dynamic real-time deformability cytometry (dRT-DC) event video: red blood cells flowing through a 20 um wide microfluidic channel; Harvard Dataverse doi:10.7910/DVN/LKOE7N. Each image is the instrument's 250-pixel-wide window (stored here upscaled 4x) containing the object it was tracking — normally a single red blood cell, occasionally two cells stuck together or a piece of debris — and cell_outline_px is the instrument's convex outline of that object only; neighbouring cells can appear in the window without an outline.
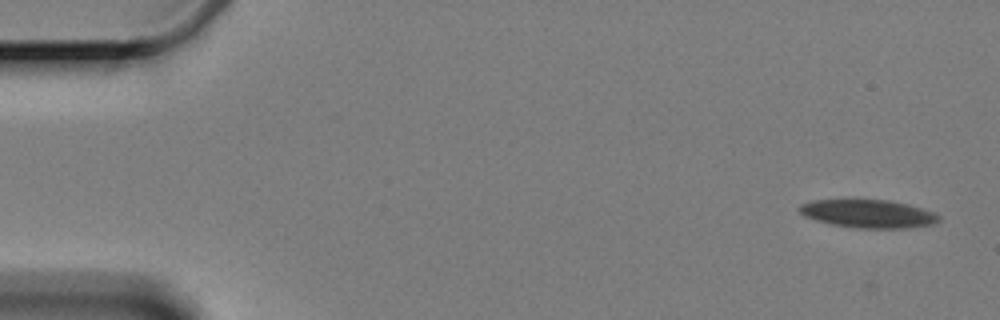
{"species": "Egyptian fruit bat (a non-hibernating species)", "species_latin": "Rousettus aegyptiacus", "temperature_condition": "cold", "stored_images_in_passage": 7, "camera_frame_rate_fps": 3000, "um_per_image_px": 0.085, "animal": {"sex": "female"}, "frame": {"image": 1, "passage_image": 1, "time_ms": 0.0, "image_size_px": [1000, 320], "cell_outline_px": [[940, 220], [932, 224], [908, 228], [856, 228], [832, 224], [816, 220], [804, 216], [796, 208], [800, 204], [812, 200], [888, 200], [908, 204], [932, 212], [940, 216]], "centroid_in_image_um": [73.76, 18.17], "position_along_channel_um": 11.2, "area_um2": 22.77}}
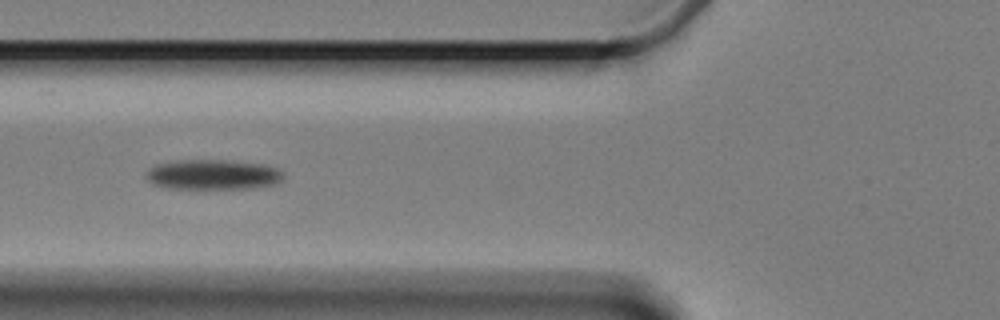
{"frame": {"image": 2, "passage_image": 6, "time_ms": 6.667, "image_size_px": [1000, 320], "cell_outline_px": [[284, 176], [276, 184], [256, 188], [160, 188], [152, 184], [148, 180], [148, 172], [156, 164], [172, 160], [228, 160], [264, 164], [276, 168], [284, 172]], "centroid_in_image_um": [18.12, 14.84], "position_along_channel_um": 107.7, "area_um2": 24.16}}
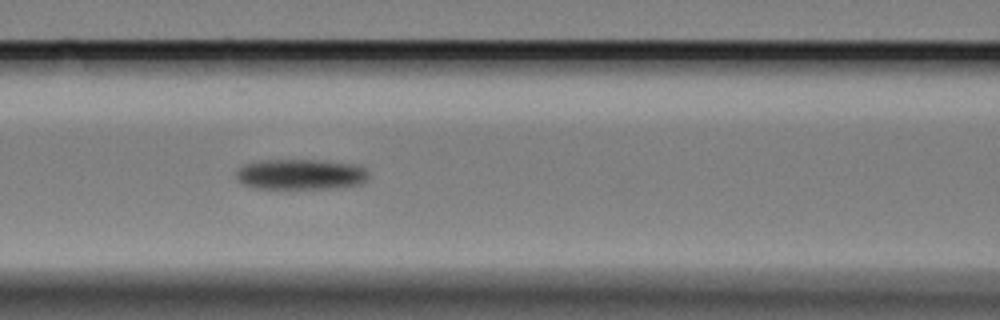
{"frame": {"image": 3, "passage_image": 7, "time_ms": 7.667, "image_size_px": [1000, 320], "cell_outline_px": [[368, 180], [364, 184], [344, 188], [292, 192], [288, 192], [252, 188], [240, 184], [236, 176], [236, 172], [244, 164], [260, 160], [312, 160], [356, 164], [364, 168], [368, 172]], "centroid_in_image_um": [25.55, 14.9], "position_along_channel_um": 141.0, "area_um2": 25.26}}